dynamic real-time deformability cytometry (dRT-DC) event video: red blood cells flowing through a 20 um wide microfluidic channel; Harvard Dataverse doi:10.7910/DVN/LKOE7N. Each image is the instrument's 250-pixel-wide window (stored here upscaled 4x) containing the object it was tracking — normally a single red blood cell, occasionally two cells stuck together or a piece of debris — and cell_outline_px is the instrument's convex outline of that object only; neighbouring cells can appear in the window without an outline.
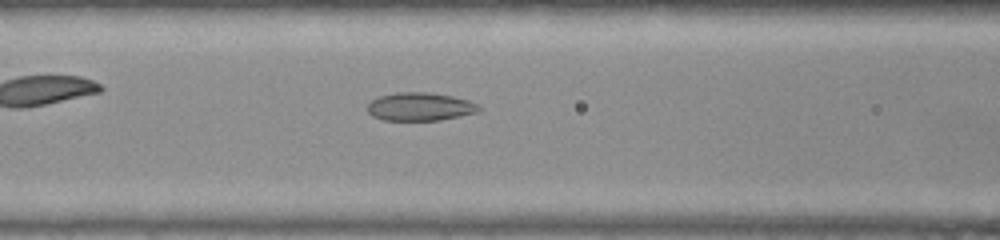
{"species": "common noctule bat (a hibernating species)", "species_latin": "Nyctalus noctula", "temperature_condition": "warm", "stored_images_in_passage": 38, "camera_frame_rate_fps": 3000, "um_per_image_px": 0.085, "animal": {"sex": "female", "body_mass_g": 22.0, "forearm_length_mm": 56.7}, "frame": {"image": 1, "passage_image": 7, "time_ms": 2.0, "image_size_px": [1000, 240], "cell_outline_px": [[480, 112], [440, 120], [384, 120], [372, 116], [368, 112], [368, 104], [372, 100], [380, 96], [396, 92], [428, 92], [452, 96], [468, 100], [476, 104], [480, 108]], "centroid_in_image_um": [35.7, 9.07], "position_along_channel_um": 130.9, "area_um2": 18.26}}
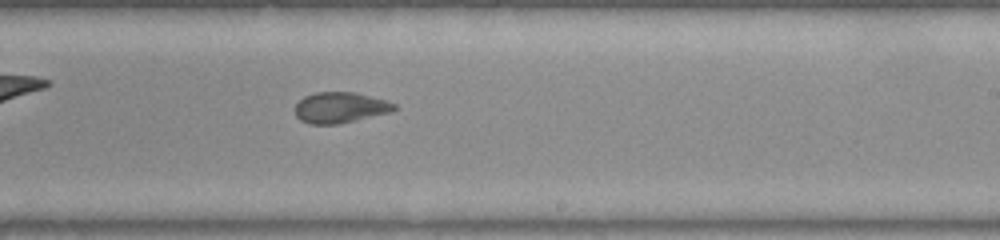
{"frame": {"image": 2, "passage_image": 17, "time_ms": 5.333, "image_size_px": [1000, 240], "cell_outline_px": [[400, 108], [392, 112], [340, 124], [308, 124], [300, 120], [296, 116], [296, 104], [304, 96], [316, 92], [352, 92], [384, 100], [396, 104]], "centroid_in_image_um": [28.93, 9.16], "position_along_channel_um": 260.1, "area_um2": 17.86}}
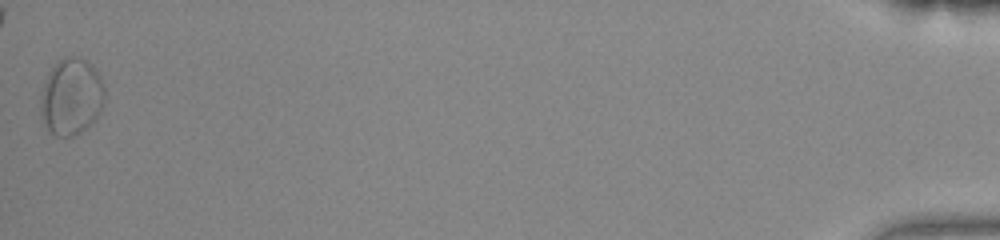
{"frame": {"image": 3, "passage_image": 38, "time_ms": 12.333, "image_size_px": [1000, 240], "cell_outline_px": [[104, 100], [100, 112], [80, 132], [72, 136], [56, 136], [44, 124], [40, 116], [40, 100], [44, 84], [48, 72], [64, 56], [80, 56], [96, 72], [104, 88]], "centroid_in_image_um": [6.02, 8.22], "position_along_channel_um": 429.2, "area_um2": 28.09}, "authors_computed_cell_mechanics": {"area_um2": 18.1492, "velocity_mm_per_s": 3.8897, "shape_relaxation_time_tau1_ms": null, "shape_relaxation_time_tau2_ms": 1.5118, "deformation_change_tau1": null, "deformation_change_tau2": 0.0712}}